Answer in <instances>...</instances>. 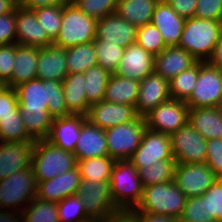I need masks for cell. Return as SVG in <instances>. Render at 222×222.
Listing matches in <instances>:
<instances>
[{"label": "cell", "mask_w": 222, "mask_h": 222, "mask_svg": "<svg viewBox=\"0 0 222 222\" xmlns=\"http://www.w3.org/2000/svg\"><path fill=\"white\" fill-rule=\"evenodd\" d=\"M19 110H48L53 118L71 114L64 100L62 82L29 80L15 87Z\"/></svg>", "instance_id": "cell-1"}, {"label": "cell", "mask_w": 222, "mask_h": 222, "mask_svg": "<svg viewBox=\"0 0 222 222\" xmlns=\"http://www.w3.org/2000/svg\"><path fill=\"white\" fill-rule=\"evenodd\" d=\"M222 32V21L199 19L185 20L177 47L184 49L197 61L208 62Z\"/></svg>", "instance_id": "cell-2"}, {"label": "cell", "mask_w": 222, "mask_h": 222, "mask_svg": "<svg viewBox=\"0 0 222 222\" xmlns=\"http://www.w3.org/2000/svg\"><path fill=\"white\" fill-rule=\"evenodd\" d=\"M187 197L174 181L150 185L143 188L135 212H147L172 217L176 220L182 215Z\"/></svg>", "instance_id": "cell-3"}, {"label": "cell", "mask_w": 222, "mask_h": 222, "mask_svg": "<svg viewBox=\"0 0 222 222\" xmlns=\"http://www.w3.org/2000/svg\"><path fill=\"white\" fill-rule=\"evenodd\" d=\"M96 28L97 19L87 16L71 1L63 5L61 28L53 44L67 49L93 42Z\"/></svg>", "instance_id": "cell-4"}, {"label": "cell", "mask_w": 222, "mask_h": 222, "mask_svg": "<svg viewBox=\"0 0 222 222\" xmlns=\"http://www.w3.org/2000/svg\"><path fill=\"white\" fill-rule=\"evenodd\" d=\"M76 166L77 160L73 153L64 151L46 139L35 141L31 168L37 183L52 179Z\"/></svg>", "instance_id": "cell-5"}, {"label": "cell", "mask_w": 222, "mask_h": 222, "mask_svg": "<svg viewBox=\"0 0 222 222\" xmlns=\"http://www.w3.org/2000/svg\"><path fill=\"white\" fill-rule=\"evenodd\" d=\"M111 196L119 209L133 210L140 202L143 186L138 169L129 160H117L110 178Z\"/></svg>", "instance_id": "cell-6"}, {"label": "cell", "mask_w": 222, "mask_h": 222, "mask_svg": "<svg viewBox=\"0 0 222 222\" xmlns=\"http://www.w3.org/2000/svg\"><path fill=\"white\" fill-rule=\"evenodd\" d=\"M36 194L37 182L31 167L18 170L11 176L0 180L1 209H11L22 212L36 197Z\"/></svg>", "instance_id": "cell-7"}, {"label": "cell", "mask_w": 222, "mask_h": 222, "mask_svg": "<svg viewBox=\"0 0 222 222\" xmlns=\"http://www.w3.org/2000/svg\"><path fill=\"white\" fill-rule=\"evenodd\" d=\"M144 117L105 129L108 156L114 160H129L139 147L146 130Z\"/></svg>", "instance_id": "cell-8"}, {"label": "cell", "mask_w": 222, "mask_h": 222, "mask_svg": "<svg viewBox=\"0 0 222 222\" xmlns=\"http://www.w3.org/2000/svg\"><path fill=\"white\" fill-rule=\"evenodd\" d=\"M76 195L83 202L85 212L93 222H101L109 214L120 210L112 199L109 181L95 183L81 179Z\"/></svg>", "instance_id": "cell-9"}, {"label": "cell", "mask_w": 222, "mask_h": 222, "mask_svg": "<svg viewBox=\"0 0 222 222\" xmlns=\"http://www.w3.org/2000/svg\"><path fill=\"white\" fill-rule=\"evenodd\" d=\"M221 95L222 71L208 62L199 61L198 79L186 104L189 108L216 107Z\"/></svg>", "instance_id": "cell-10"}, {"label": "cell", "mask_w": 222, "mask_h": 222, "mask_svg": "<svg viewBox=\"0 0 222 222\" xmlns=\"http://www.w3.org/2000/svg\"><path fill=\"white\" fill-rule=\"evenodd\" d=\"M169 137L172 156L178 164L206 163L207 139L189 123Z\"/></svg>", "instance_id": "cell-11"}, {"label": "cell", "mask_w": 222, "mask_h": 222, "mask_svg": "<svg viewBox=\"0 0 222 222\" xmlns=\"http://www.w3.org/2000/svg\"><path fill=\"white\" fill-rule=\"evenodd\" d=\"M189 107L185 101L169 99L144 116L146 127L171 135L188 123Z\"/></svg>", "instance_id": "cell-12"}, {"label": "cell", "mask_w": 222, "mask_h": 222, "mask_svg": "<svg viewBox=\"0 0 222 222\" xmlns=\"http://www.w3.org/2000/svg\"><path fill=\"white\" fill-rule=\"evenodd\" d=\"M216 179L206 163H177L175 168L174 182L187 198L202 196Z\"/></svg>", "instance_id": "cell-13"}, {"label": "cell", "mask_w": 222, "mask_h": 222, "mask_svg": "<svg viewBox=\"0 0 222 222\" xmlns=\"http://www.w3.org/2000/svg\"><path fill=\"white\" fill-rule=\"evenodd\" d=\"M164 159H174L169 135L146 128L139 147L129 161L139 169Z\"/></svg>", "instance_id": "cell-14"}, {"label": "cell", "mask_w": 222, "mask_h": 222, "mask_svg": "<svg viewBox=\"0 0 222 222\" xmlns=\"http://www.w3.org/2000/svg\"><path fill=\"white\" fill-rule=\"evenodd\" d=\"M155 56L137 43L124 49L120 64L114 74L141 81L154 72Z\"/></svg>", "instance_id": "cell-15"}, {"label": "cell", "mask_w": 222, "mask_h": 222, "mask_svg": "<svg viewBox=\"0 0 222 222\" xmlns=\"http://www.w3.org/2000/svg\"><path fill=\"white\" fill-rule=\"evenodd\" d=\"M171 99L169 81L155 72L140 81L136 114L144 117L158 105Z\"/></svg>", "instance_id": "cell-16"}, {"label": "cell", "mask_w": 222, "mask_h": 222, "mask_svg": "<svg viewBox=\"0 0 222 222\" xmlns=\"http://www.w3.org/2000/svg\"><path fill=\"white\" fill-rule=\"evenodd\" d=\"M87 119L101 129H109L119 124H124L135 120V107L127 104H115L100 101L90 105Z\"/></svg>", "instance_id": "cell-17"}, {"label": "cell", "mask_w": 222, "mask_h": 222, "mask_svg": "<svg viewBox=\"0 0 222 222\" xmlns=\"http://www.w3.org/2000/svg\"><path fill=\"white\" fill-rule=\"evenodd\" d=\"M86 120L87 116L83 114H69L53 118L46 140L64 151L74 153L82 125Z\"/></svg>", "instance_id": "cell-18"}, {"label": "cell", "mask_w": 222, "mask_h": 222, "mask_svg": "<svg viewBox=\"0 0 222 222\" xmlns=\"http://www.w3.org/2000/svg\"><path fill=\"white\" fill-rule=\"evenodd\" d=\"M137 27L132 25L116 12L97 20L96 38L128 47L136 43Z\"/></svg>", "instance_id": "cell-19"}, {"label": "cell", "mask_w": 222, "mask_h": 222, "mask_svg": "<svg viewBox=\"0 0 222 222\" xmlns=\"http://www.w3.org/2000/svg\"><path fill=\"white\" fill-rule=\"evenodd\" d=\"M35 141H0V180L31 167Z\"/></svg>", "instance_id": "cell-20"}, {"label": "cell", "mask_w": 222, "mask_h": 222, "mask_svg": "<svg viewBox=\"0 0 222 222\" xmlns=\"http://www.w3.org/2000/svg\"><path fill=\"white\" fill-rule=\"evenodd\" d=\"M80 184L81 175L76 167L52 179L38 182L36 197L58 203L68 196L76 195Z\"/></svg>", "instance_id": "cell-21"}, {"label": "cell", "mask_w": 222, "mask_h": 222, "mask_svg": "<svg viewBox=\"0 0 222 222\" xmlns=\"http://www.w3.org/2000/svg\"><path fill=\"white\" fill-rule=\"evenodd\" d=\"M16 43L39 48L53 44L39 25L35 13L19 6L16 7Z\"/></svg>", "instance_id": "cell-22"}, {"label": "cell", "mask_w": 222, "mask_h": 222, "mask_svg": "<svg viewBox=\"0 0 222 222\" xmlns=\"http://www.w3.org/2000/svg\"><path fill=\"white\" fill-rule=\"evenodd\" d=\"M185 20L165 0H159L154 9L151 24L160 31L165 45L172 47L179 44Z\"/></svg>", "instance_id": "cell-23"}, {"label": "cell", "mask_w": 222, "mask_h": 222, "mask_svg": "<svg viewBox=\"0 0 222 222\" xmlns=\"http://www.w3.org/2000/svg\"><path fill=\"white\" fill-rule=\"evenodd\" d=\"M67 75L66 49L54 44L39 48L37 79L62 82Z\"/></svg>", "instance_id": "cell-24"}, {"label": "cell", "mask_w": 222, "mask_h": 222, "mask_svg": "<svg viewBox=\"0 0 222 222\" xmlns=\"http://www.w3.org/2000/svg\"><path fill=\"white\" fill-rule=\"evenodd\" d=\"M197 60L184 49L177 46L166 47L155 56L154 72L167 81L192 67Z\"/></svg>", "instance_id": "cell-25"}, {"label": "cell", "mask_w": 222, "mask_h": 222, "mask_svg": "<svg viewBox=\"0 0 222 222\" xmlns=\"http://www.w3.org/2000/svg\"><path fill=\"white\" fill-rule=\"evenodd\" d=\"M76 160L108 156L105 129L93 125L88 119L83 123L74 150Z\"/></svg>", "instance_id": "cell-26"}, {"label": "cell", "mask_w": 222, "mask_h": 222, "mask_svg": "<svg viewBox=\"0 0 222 222\" xmlns=\"http://www.w3.org/2000/svg\"><path fill=\"white\" fill-rule=\"evenodd\" d=\"M38 56L39 47L16 43L11 79L5 84V86L15 88L22 83L36 79Z\"/></svg>", "instance_id": "cell-27"}, {"label": "cell", "mask_w": 222, "mask_h": 222, "mask_svg": "<svg viewBox=\"0 0 222 222\" xmlns=\"http://www.w3.org/2000/svg\"><path fill=\"white\" fill-rule=\"evenodd\" d=\"M188 123L207 140L222 138V114L217 107L189 108Z\"/></svg>", "instance_id": "cell-28"}, {"label": "cell", "mask_w": 222, "mask_h": 222, "mask_svg": "<svg viewBox=\"0 0 222 222\" xmlns=\"http://www.w3.org/2000/svg\"><path fill=\"white\" fill-rule=\"evenodd\" d=\"M139 87L140 81L113 73L106 85L103 101L135 107L138 100Z\"/></svg>", "instance_id": "cell-29"}, {"label": "cell", "mask_w": 222, "mask_h": 222, "mask_svg": "<svg viewBox=\"0 0 222 222\" xmlns=\"http://www.w3.org/2000/svg\"><path fill=\"white\" fill-rule=\"evenodd\" d=\"M83 73L68 74L62 81L64 100L71 114L87 115L90 104L87 102Z\"/></svg>", "instance_id": "cell-30"}, {"label": "cell", "mask_w": 222, "mask_h": 222, "mask_svg": "<svg viewBox=\"0 0 222 222\" xmlns=\"http://www.w3.org/2000/svg\"><path fill=\"white\" fill-rule=\"evenodd\" d=\"M159 0H118L116 13L136 27L151 23Z\"/></svg>", "instance_id": "cell-31"}, {"label": "cell", "mask_w": 222, "mask_h": 222, "mask_svg": "<svg viewBox=\"0 0 222 222\" xmlns=\"http://www.w3.org/2000/svg\"><path fill=\"white\" fill-rule=\"evenodd\" d=\"M68 74L84 73L97 64L94 43L78 44L66 49Z\"/></svg>", "instance_id": "cell-32"}, {"label": "cell", "mask_w": 222, "mask_h": 222, "mask_svg": "<svg viewBox=\"0 0 222 222\" xmlns=\"http://www.w3.org/2000/svg\"><path fill=\"white\" fill-rule=\"evenodd\" d=\"M116 160L109 156H100L77 161V169L81 179L97 183L98 181H110L111 172Z\"/></svg>", "instance_id": "cell-33"}, {"label": "cell", "mask_w": 222, "mask_h": 222, "mask_svg": "<svg viewBox=\"0 0 222 222\" xmlns=\"http://www.w3.org/2000/svg\"><path fill=\"white\" fill-rule=\"evenodd\" d=\"M177 162L175 159H164L138 169V175L141 184L144 187L159 183L174 181L175 168Z\"/></svg>", "instance_id": "cell-34"}, {"label": "cell", "mask_w": 222, "mask_h": 222, "mask_svg": "<svg viewBox=\"0 0 222 222\" xmlns=\"http://www.w3.org/2000/svg\"><path fill=\"white\" fill-rule=\"evenodd\" d=\"M27 134L34 140L47 139L53 117L48 110H19Z\"/></svg>", "instance_id": "cell-35"}, {"label": "cell", "mask_w": 222, "mask_h": 222, "mask_svg": "<svg viewBox=\"0 0 222 222\" xmlns=\"http://www.w3.org/2000/svg\"><path fill=\"white\" fill-rule=\"evenodd\" d=\"M84 75L87 102L91 105L103 101L105 88L111 73L99 65L89 68Z\"/></svg>", "instance_id": "cell-36"}, {"label": "cell", "mask_w": 222, "mask_h": 222, "mask_svg": "<svg viewBox=\"0 0 222 222\" xmlns=\"http://www.w3.org/2000/svg\"><path fill=\"white\" fill-rule=\"evenodd\" d=\"M23 222H59L57 203L35 197L23 210Z\"/></svg>", "instance_id": "cell-37"}, {"label": "cell", "mask_w": 222, "mask_h": 222, "mask_svg": "<svg viewBox=\"0 0 222 222\" xmlns=\"http://www.w3.org/2000/svg\"><path fill=\"white\" fill-rule=\"evenodd\" d=\"M199 72V61L169 81L171 99L186 101L192 94Z\"/></svg>", "instance_id": "cell-38"}, {"label": "cell", "mask_w": 222, "mask_h": 222, "mask_svg": "<svg viewBox=\"0 0 222 222\" xmlns=\"http://www.w3.org/2000/svg\"><path fill=\"white\" fill-rule=\"evenodd\" d=\"M93 43L97 54V64L111 74L115 73L125 48L97 39H94Z\"/></svg>", "instance_id": "cell-39"}, {"label": "cell", "mask_w": 222, "mask_h": 222, "mask_svg": "<svg viewBox=\"0 0 222 222\" xmlns=\"http://www.w3.org/2000/svg\"><path fill=\"white\" fill-rule=\"evenodd\" d=\"M0 141L1 142H25L34 141L24 127L19 108L15 116L0 118Z\"/></svg>", "instance_id": "cell-40"}, {"label": "cell", "mask_w": 222, "mask_h": 222, "mask_svg": "<svg viewBox=\"0 0 222 222\" xmlns=\"http://www.w3.org/2000/svg\"><path fill=\"white\" fill-rule=\"evenodd\" d=\"M39 25L44 29L48 37L54 41L61 28L63 5L46 6L32 10Z\"/></svg>", "instance_id": "cell-41"}, {"label": "cell", "mask_w": 222, "mask_h": 222, "mask_svg": "<svg viewBox=\"0 0 222 222\" xmlns=\"http://www.w3.org/2000/svg\"><path fill=\"white\" fill-rule=\"evenodd\" d=\"M59 222H93L86 214L77 195L68 196L57 203Z\"/></svg>", "instance_id": "cell-42"}, {"label": "cell", "mask_w": 222, "mask_h": 222, "mask_svg": "<svg viewBox=\"0 0 222 222\" xmlns=\"http://www.w3.org/2000/svg\"><path fill=\"white\" fill-rule=\"evenodd\" d=\"M136 43L154 56L160 54L167 47L160 31L151 23L137 27Z\"/></svg>", "instance_id": "cell-43"}, {"label": "cell", "mask_w": 222, "mask_h": 222, "mask_svg": "<svg viewBox=\"0 0 222 222\" xmlns=\"http://www.w3.org/2000/svg\"><path fill=\"white\" fill-rule=\"evenodd\" d=\"M205 214L210 220H222V181H216L203 194Z\"/></svg>", "instance_id": "cell-44"}, {"label": "cell", "mask_w": 222, "mask_h": 222, "mask_svg": "<svg viewBox=\"0 0 222 222\" xmlns=\"http://www.w3.org/2000/svg\"><path fill=\"white\" fill-rule=\"evenodd\" d=\"M87 16L101 19L115 13L118 0H72Z\"/></svg>", "instance_id": "cell-45"}, {"label": "cell", "mask_w": 222, "mask_h": 222, "mask_svg": "<svg viewBox=\"0 0 222 222\" xmlns=\"http://www.w3.org/2000/svg\"><path fill=\"white\" fill-rule=\"evenodd\" d=\"M210 220L205 214L204 196L189 197L178 222H197Z\"/></svg>", "instance_id": "cell-46"}, {"label": "cell", "mask_w": 222, "mask_h": 222, "mask_svg": "<svg viewBox=\"0 0 222 222\" xmlns=\"http://www.w3.org/2000/svg\"><path fill=\"white\" fill-rule=\"evenodd\" d=\"M16 43L0 45V82L4 85L11 79Z\"/></svg>", "instance_id": "cell-47"}, {"label": "cell", "mask_w": 222, "mask_h": 222, "mask_svg": "<svg viewBox=\"0 0 222 222\" xmlns=\"http://www.w3.org/2000/svg\"><path fill=\"white\" fill-rule=\"evenodd\" d=\"M195 17L222 21V0H197Z\"/></svg>", "instance_id": "cell-48"}, {"label": "cell", "mask_w": 222, "mask_h": 222, "mask_svg": "<svg viewBox=\"0 0 222 222\" xmlns=\"http://www.w3.org/2000/svg\"><path fill=\"white\" fill-rule=\"evenodd\" d=\"M207 166L218 175L222 172V139L213 138L207 140Z\"/></svg>", "instance_id": "cell-49"}, {"label": "cell", "mask_w": 222, "mask_h": 222, "mask_svg": "<svg viewBox=\"0 0 222 222\" xmlns=\"http://www.w3.org/2000/svg\"><path fill=\"white\" fill-rule=\"evenodd\" d=\"M16 43V8L0 16V45Z\"/></svg>", "instance_id": "cell-50"}, {"label": "cell", "mask_w": 222, "mask_h": 222, "mask_svg": "<svg viewBox=\"0 0 222 222\" xmlns=\"http://www.w3.org/2000/svg\"><path fill=\"white\" fill-rule=\"evenodd\" d=\"M19 108L15 88L4 86L0 90V118L15 116V111Z\"/></svg>", "instance_id": "cell-51"}, {"label": "cell", "mask_w": 222, "mask_h": 222, "mask_svg": "<svg viewBox=\"0 0 222 222\" xmlns=\"http://www.w3.org/2000/svg\"><path fill=\"white\" fill-rule=\"evenodd\" d=\"M181 17L188 19L195 17L197 0H165Z\"/></svg>", "instance_id": "cell-52"}, {"label": "cell", "mask_w": 222, "mask_h": 222, "mask_svg": "<svg viewBox=\"0 0 222 222\" xmlns=\"http://www.w3.org/2000/svg\"><path fill=\"white\" fill-rule=\"evenodd\" d=\"M72 0H18V6L26 10H35L46 6L65 5Z\"/></svg>", "instance_id": "cell-53"}, {"label": "cell", "mask_w": 222, "mask_h": 222, "mask_svg": "<svg viewBox=\"0 0 222 222\" xmlns=\"http://www.w3.org/2000/svg\"><path fill=\"white\" fill-rule=\"evenodd\" d=\"M101 222H138V214L134 210L120 209L109 214Z\"/></svg>", "instance_id": "cell-54"}, {"label": "cell", "mask_w": 222, "mask_h": 222, "mask_svg": "<svg viewBox=\"0 0 222 222\" xmlns=\"http://www.w3.org/2000/svg\"><path fill=\"white\" fill-rule=\"evenodd\" d=\"M138 214V222H178V220L159 214L147 212H136Z\"/></svg>", "instance_id": "cell-55"}, {"label": "cell", "mask_w": 222, "mask_h": 222, "mask_svg": "<svg viewBox=\"0 0 222 222\" xmlns=\"http://www.w3.org/2000/svg\"><path fill=\"white\" fill-rule=\"evenodd\" d=\"M208 63L222 71V32Z\"/></svg>", "instance_id": "cell-56"}, {"label": "cell", "mask_w": 222, "mask_h": 222, "mask_svg": "<svg viewBox=\"0 0 222 222\" xmlns=\"http://www.w3.org/2000/svg\"><path fill=\"white\" fill-rule=\"evenodd\" d=\"M0 222H23L22 212L11 209H0Z\"/></svg>", "instance_id": "cell-57"}, {"label": "cell", "mask_w": 222, "mask_h": 222, "mask_svg": "<svg viewBox=\"0 0 222 222\" xmlns=\"http://www.w3.org/2000/svg\"><path fill=\"white\" fill-rule=\"evenodd\" d=\"M18 6V0H0V16L12 12Z\"/></svg>", "instance_id": "cell-58"}, {"label": "cell", "mask_w": 222, "mask_h": 222, "mask_svg": "<svg viewBox=\"0 0 222 222\" xmlns=\"http://www.w3.org/2000/svg\"><path fill=\"white\" fill-rule=\"evenodd\" d=\"M216 107H217L218 111L222 114V95H221L220 101Z\"/></svg>", "instance_id": "cell-59"}, {"label": "cell", "mask_w": 222, "mask_h": 222, "mask_svg": "<svg viewBox=\"0 0 222 222\" xmlns=\"http://www.w3.org/2000/svg\"><path fill=\"white\" fill-rule=\"evenodd\" d=\"M217 179L222 181V172H220L218 175H217Z\"/></svg>", "instance_id": "cell-60"}, {"label": "cell", "mask_w": 222, "mask_h": 222, "mask_svg": "<svg viewBox=\"0 0 222 222\" xmlns=\"http://www.w3.org/2000/svg\"><path fill=\"white\" fill-rule=\"evenodd\" d=\"M197 222H216V221H213V220H205V221H197Z\"/></svg>", "instance_id": "cell-61"}, {"label": "cell", "mask_w": 222, "mask_h": 222, "mask_svg": "<svg viewBox=\"0 0 222 222\" xmlns=\"http://www.w3.org/2000/svg\"><path fill=\"white\" fill-rule=\"evenodd\" d=\"M5 85L2 83V82H0V90L4 87Z\"/></svg>", "instance_id": "cell-62"}]
</instances>
